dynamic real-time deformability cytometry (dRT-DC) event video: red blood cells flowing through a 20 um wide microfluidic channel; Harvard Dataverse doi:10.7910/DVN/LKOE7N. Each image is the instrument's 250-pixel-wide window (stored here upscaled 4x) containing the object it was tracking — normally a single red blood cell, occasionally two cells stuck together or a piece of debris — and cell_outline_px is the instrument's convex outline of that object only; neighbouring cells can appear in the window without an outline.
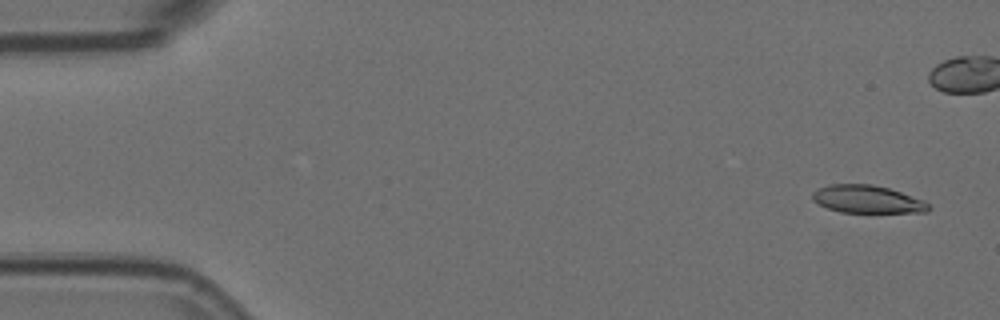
{"species": "Egyptian fruit bat (a non-hibernating species)", "species_latin": "Rousettus aegyptiacus", "temperature_condition": "room temperature", "stored_images_in_passage": 7, "camera_frame_rate_fps": 3000, "um_per_image_px": 0.085, "animal": {"sex": "female"}, "frame": {"image": 1, "passage_image": 1, "time_ms": 0.0, "image_size_px": [1000, 320], "cell_outline_px": [[932, 208], [928, 212], [840, 212], [828, 208], [812, 200], [812, 192], [816, 188], [828, 184], [872, 184], [888, 188], [924, 200]], "centroid_in_image_um": [73.7, 16.93], "position_along_channel_um": 11.3, "area_um2": 18.79}}
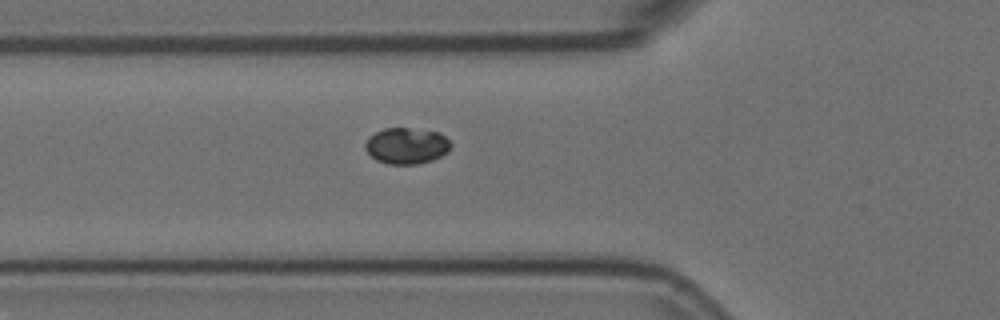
{"frame": {"image": 2, "passage_image": 7, "time_ms": 2.0, "image_size_px": [1000, 320], "cell_outline_px": [[452, 144], [448, 152], [432, 160], [416, 164], [388, 164], [376, 160], [364, 148], [364, 144], [368, 136], [384, 128], [408, 128], [440, 132]], "centroid_in_image_um": [34.54, 12.39], "position_along_channel_um": 91.3, "area_um2": 18.09}}